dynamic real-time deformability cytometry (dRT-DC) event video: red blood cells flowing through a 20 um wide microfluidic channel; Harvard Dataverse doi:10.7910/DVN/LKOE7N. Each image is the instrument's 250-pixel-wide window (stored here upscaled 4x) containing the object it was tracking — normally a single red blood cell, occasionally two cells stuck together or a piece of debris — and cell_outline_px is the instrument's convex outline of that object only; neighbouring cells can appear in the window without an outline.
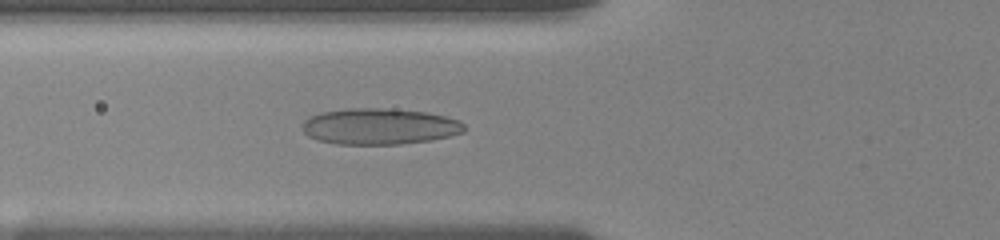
{"species": "human", "species_latin": "Homo sapiens", "temperature_condition": "room temperature", "stored_images_in_passage": 36, "camera_frame_rate_fps": 3000, "um_per_image_px": 0.085, "donor": {"sex": "female"}, "frame": {"image": 1, "passage_image": 3, "time_ms": 0.667, "image_size_px": [1000, 240], "cell_outline_px": [[464, 132], [432, 140], [400, 144], [336, 144], [316, 140], [308, 136], [300, 128], [304, 120], [308, 116], [320, 112], [348, 108], [384, 108], [428, 112], [444, 116], [456, 120], [464, 124]], "centroid_in_image_um": [32.19, 10.74], "position_along_channel_um": 93.6, "area_um2": 34.33}}
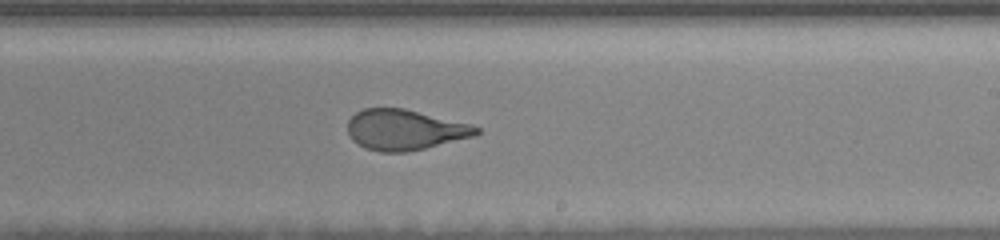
{"frame": {"image": 2, "passage_image": 16, "time_ms": 5.0, "image_size_px": [1000, 240], "cell_outline_px": [[480, 132], [476, 136], [408, 152], [380, 152], [364, 148], [352, 140], [348, 132], [348, 120], [356, 112], [364, 108], [404, 108], [472, 124], [480, 128]], "centroid_in_image_um": [34.42, 11.03], "position_along_channel_um": 254.6, "area_um2": 30.58}}
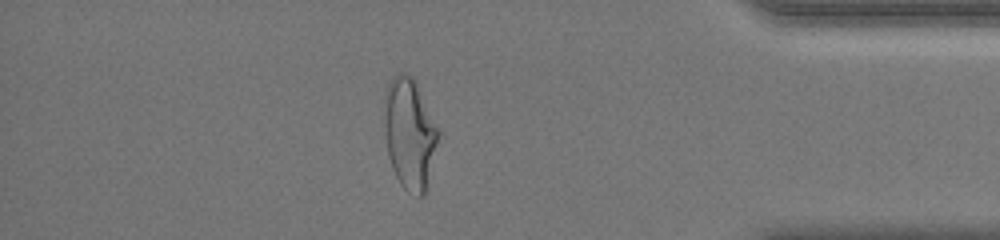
{"frame": {"image": 3, "passage_image": 29, "time_ms": 9.667, "image_size_px": [1000, 240], "cell_outline_px": [[440, 132], [424, 196], [416, 196], [408, 192], [400, 184], [392, 168], [388, 156], [384, 132], [384, 96], [388, 84], [392, 76], [400, 72], [404, 72], [412, 76], [416, 80]], "centroid_in_image_um": [34.8, 11.32], "position_along_channel_um": 400.4, "area_um2": 35.2}, "authors_computed_cell_mechanics": {"area_um2": 32.0212, "velocity_mm_per_s": 3.7135, "shape_relaxation_time_tau1_ms": 7.4155, "shape_relaxation_time_tau2_ms": 0.9681, "deformation_change_tau1": 0.2205, "deformation_change_tau2": 0.085}}